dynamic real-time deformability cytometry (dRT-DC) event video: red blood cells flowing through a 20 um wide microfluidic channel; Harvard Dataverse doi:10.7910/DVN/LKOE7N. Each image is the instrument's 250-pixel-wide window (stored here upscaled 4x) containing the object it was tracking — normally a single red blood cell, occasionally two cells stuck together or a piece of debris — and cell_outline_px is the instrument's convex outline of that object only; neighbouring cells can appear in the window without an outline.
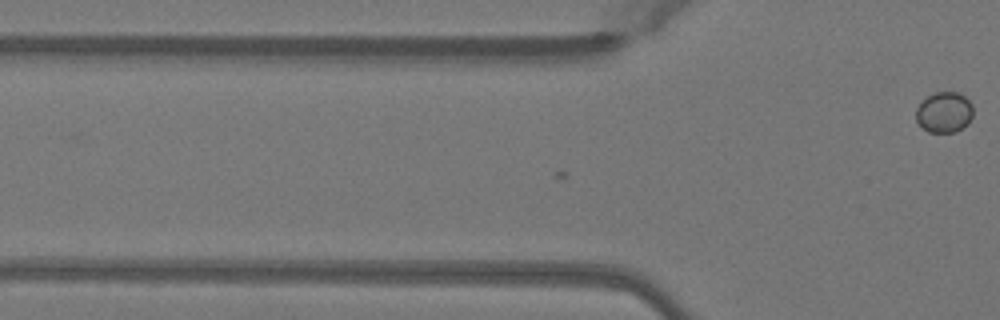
{"species": "Egyptian fruit bat (a non-hibernating species)", "species_latin": "Rousettus aegyptiacus", "temperature_condition": "warm", "stored_images_in_passage": 2, "camera_frame_rate_fps": 3000, "um_per_image_px": 0.085, "animal": {"sex": "female"}, "frame": {"image": 1, "passage_image": 2, "time_ms": 0.333, "image_size_px": [1000, 320], "cell_outline_px": [[972, 116], [968, 124], [956, 132], [928, 132], [916, 120], [916, 108], [928, 96], [936, 92], [960, 92], [972, 104]], "centroid_in_image_um": [80.28, 9.54], "position_along_channel_um": 45.5, "area_um2": 13.47}}